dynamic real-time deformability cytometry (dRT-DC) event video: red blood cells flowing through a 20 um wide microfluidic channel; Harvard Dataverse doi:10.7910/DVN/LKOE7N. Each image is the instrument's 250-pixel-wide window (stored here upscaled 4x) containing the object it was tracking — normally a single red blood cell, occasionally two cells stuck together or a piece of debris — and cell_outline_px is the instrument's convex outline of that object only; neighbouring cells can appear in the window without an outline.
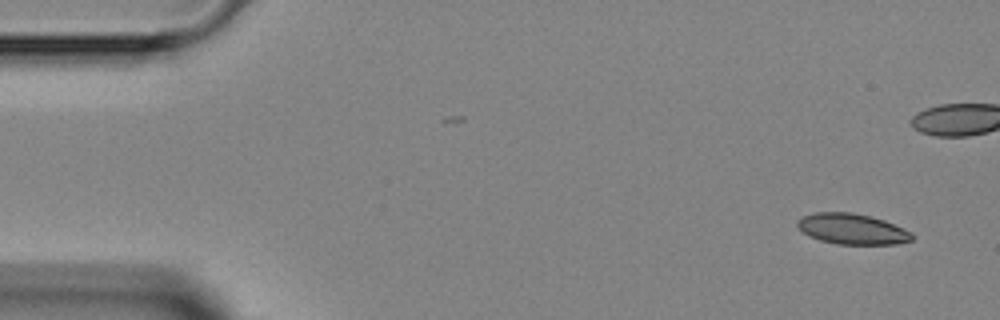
{"species": "Egyptian fruit bat (a non-hibernating species)", "species_latin": "Rousettus aegyptiacus", "temperature_condition": "room temperature", "stored_images_in_passage": 4, "camera_frame_rate_fps": 3000, "um_per_image_px": 0.085, "animal": {"sex": "female"}, "frame": {"image": 1, "passage_image": 1, "time_ms": 0.0, "image_size_px": [1000, 320], "cell_outline_px": [[912, 240], [896, 244], [836, 244], [820, 240], [808, 236], [796, 224], [796, 220], [804, 216], [816, 212], [852, 212], [884, 220], [904, 228], [912, 232]], "centroid_in_image_um": [72.43, 19.46], "position_along_channel_um": 12.6, "area_um2": 20.4}}
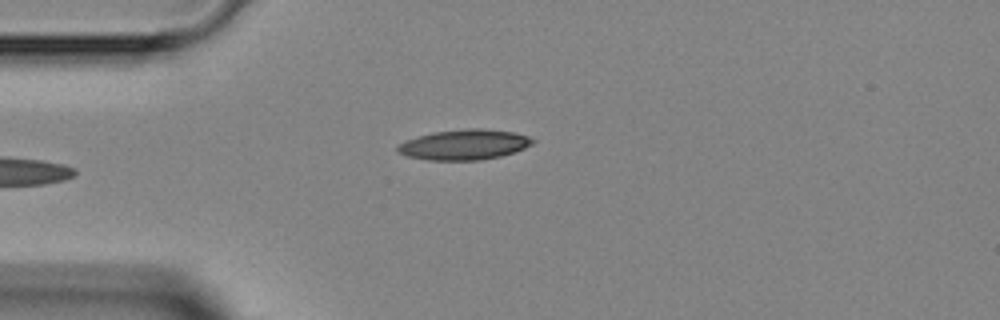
{"frame": {"image": 2, "passage_image": 4, "time_ms": 4.333, "image_size_px": [1000, 320], "cell_outline_px": [[536, 140], [532, 144], [516, 152], [500, 156], [480, 160], [428, 160], [408, 156], [396, 152], [396, 148], [404, 140], [432, 132], [468, 128], [484, 128], [512, 132], [528, 136]], "centroid_in_image_um": [39.46, 12.29], "position_along_channel_um": 45.5, "area_um2": 23.93}}